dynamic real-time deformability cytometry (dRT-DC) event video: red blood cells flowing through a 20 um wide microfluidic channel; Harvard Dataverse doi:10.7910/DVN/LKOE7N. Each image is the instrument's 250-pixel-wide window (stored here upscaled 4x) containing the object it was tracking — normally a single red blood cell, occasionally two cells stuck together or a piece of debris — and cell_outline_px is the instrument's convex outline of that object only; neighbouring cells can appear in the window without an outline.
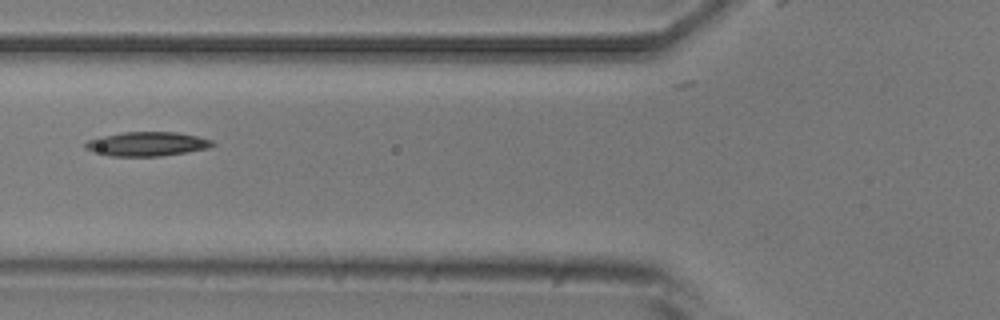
{"species": "common noctule bat (a hibernating species)", "species_latin": "Nyctalus noctula", "temperature_condition": "room temperature", "stored_images_in_passage": 3, "camera_frame_rate_fps": 3000, "um_per_image_px": 0.085, "animal": {"sex": "male", "body_mass_g": 20.5, "forearm_length_mm": 52.5}, "frame": {"image": 1, "passage_image": 3, "time_ms": 2.333, "image_size_px": [1000, 320], "cell_outline_px": [[216, 144], [208, 148], [160, 156], [108, 156], [92, 152], [84, 148], [84, 144], [88, 140], [100, 136], [124, 132], [176, 132], [196, 136], [212, 140]], "centroid_in_image_um": [12.44, 12.24], "position_along_channel_um": 113.4, "area_um2": 17.92}}